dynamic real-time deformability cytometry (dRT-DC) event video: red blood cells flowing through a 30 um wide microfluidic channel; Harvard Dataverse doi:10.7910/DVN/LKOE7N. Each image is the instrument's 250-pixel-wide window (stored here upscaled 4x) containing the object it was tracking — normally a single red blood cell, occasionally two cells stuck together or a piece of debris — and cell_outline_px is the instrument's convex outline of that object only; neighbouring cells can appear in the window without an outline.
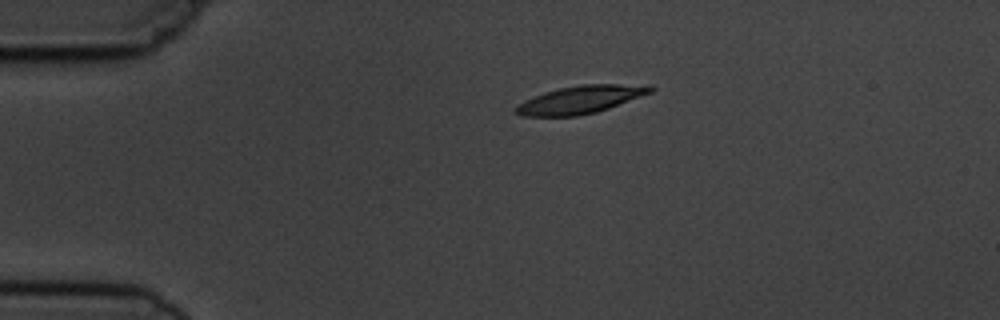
{"species": "common noctule bat (a hibernating species)", "species_latin": "Nyctalus noctula", "temperature_condition": "cold", "stored_images_in_passage": 2, "camera_frame_rate_fps": 3000, "um_per_image_px": 0.085, "animal": {"sex": "male", "body_mass_g": 19.5, "forearm_length_mm": 54.6}, "frame": {"image": 1, "passage_image": 1, "time_ms": 0.0, "image_size_px": [1000, 320], "cell_outline_px": [[656, 88], [652, 92], [608, 108], [596, 112], [576, 116], [520, 116], [512, 108], [516, 104], [524, 100], [544, 92], [560, 88], [580, 84], [652, 84]], "centroid_in_image_um": [49.34, 8.45], "position_along_channel_um": 35.7, "area_um2": 21.96}}